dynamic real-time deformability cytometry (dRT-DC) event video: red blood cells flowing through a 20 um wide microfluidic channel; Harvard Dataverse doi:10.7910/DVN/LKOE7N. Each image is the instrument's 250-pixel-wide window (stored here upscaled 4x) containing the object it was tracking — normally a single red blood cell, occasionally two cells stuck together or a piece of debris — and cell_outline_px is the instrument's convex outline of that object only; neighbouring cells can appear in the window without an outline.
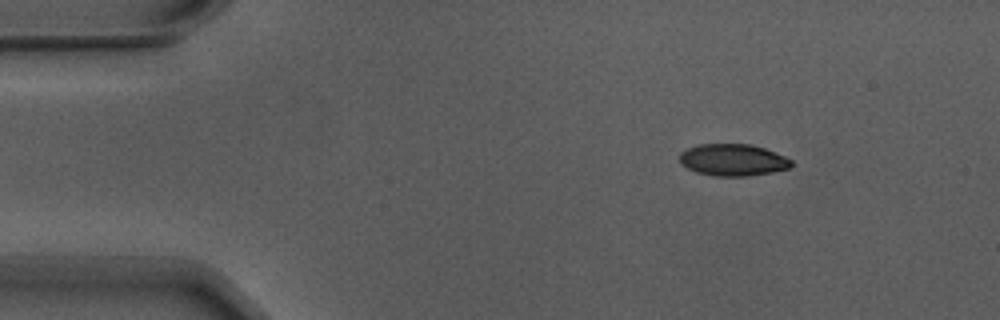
{"species": "Egyptian fruit bat (a non-hibernating species)", "species_latin": "Rousettus aegyptiacus", "temperature_condition": "warm", "stored_images_in_passage": 7, "camera_frame_rate_fps": 3000, "um_per_image_px": 0.085, "animal": {"sex": "male"}, "frame": {"image": 1, "passage_image": 2, "time_ms": 0.333, "image_size_px": [1000, 320], "cell_outline_px": [[796, 164], [788, 168], [772, 172], [748, 176], [712, 176], [696, 172], [680, 164], [680, 152], [688, 148], [700, 144], [752, 144], [764, 148], [784, 156], [792, 160]], "centroid_in_image_um": [62.3, 13.6], "position_along_channel_um": 22.7, "area_um2": 20.87}}
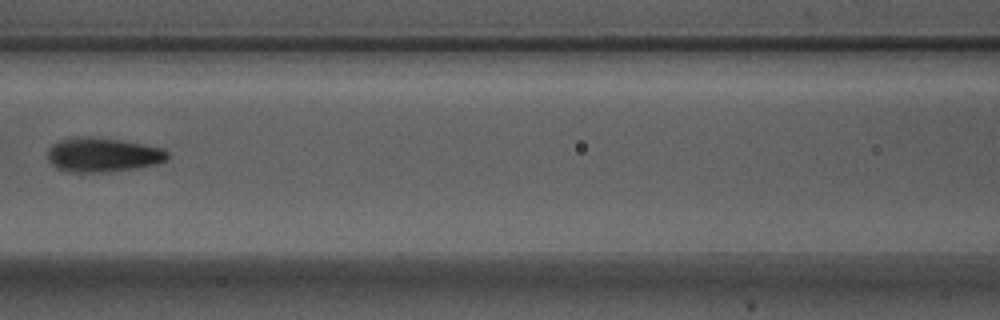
{"frame": {"image": 2, "passage_image": 6, "time_ms": 1.667, "image_size_px": [1000, 320], "cell_outline_px": [[168, 160], [156, 164], [136, 168], [108, 172], [68, 172], [56, 168], [48, 160], [48, 148], [56, 140], [120, 140], [144, 144], [164, 148], [168, 152]], "centroid_in_image_um": [8.78, 13.22], "position_along_channel_um": 157.8, "area_um2": 23.24}}
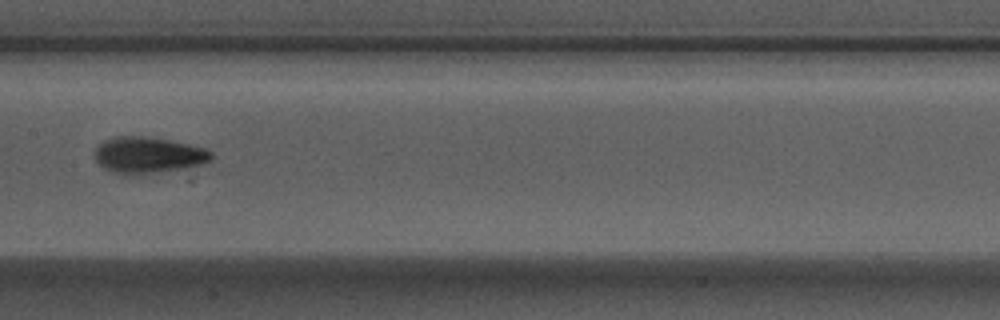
{"frame": {"image": 3, "passage_image": 7, "time_ms": 2.0, "image_size_px": [1000, 320], "cell_outline_px": [[212, 160], [200, 164], [180, 168], [132, 176], [124, 176], [112, 172], [104, 168], [96, 160], [96, 148], [104, 140], [112, 136], [144, 136], [172, 140], [204, 148], [212, 152]], "centroid_in_image_um": [12.56, 13.18], "position_along_channel_um": 194.8, "area_um2": 24.62}}